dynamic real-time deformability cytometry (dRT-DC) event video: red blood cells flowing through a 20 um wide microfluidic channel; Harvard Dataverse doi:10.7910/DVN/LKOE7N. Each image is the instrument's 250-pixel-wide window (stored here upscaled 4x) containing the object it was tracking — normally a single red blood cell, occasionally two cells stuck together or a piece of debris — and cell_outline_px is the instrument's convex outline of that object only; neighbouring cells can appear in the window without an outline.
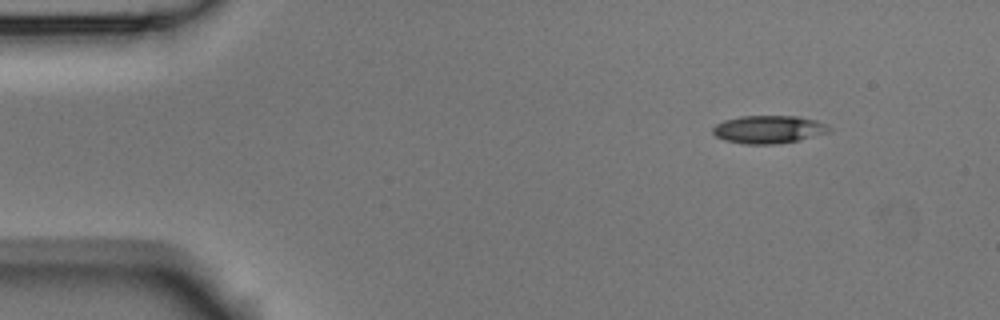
{"species": "Egyptian fruit bat (a non-hibernating species)", "species_latin": "Rousettus aegyptiacus", "temperature_condition": "room temperature", "stored_images_in_passage": 8, "camera_frame_rate_fps": 3000, "um_per_image_px": 0.085, "animal": {"sex": "male"}, "frame": {"image": 1, "passage_image": 1, "time_ms": 0.0, "image_size_px": [1000, 320], "cell_outline_px": [[832, 132], [800, 140], [772, 144], [744, 144], [724, 140], [716, 136], [712, 132], [712, 128], [716, 124], [724, 120], [740, 116], [796, 116], [816, 120], [828, 124], [832, 128]], "centroid_in_image_um": [65.37, 11.0], "position_along_channel_um": 19.6, "area_um2": 19.13}}
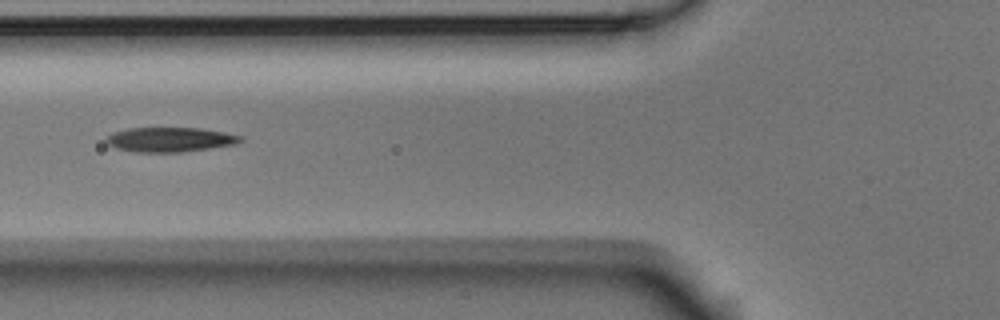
{"frame": {"image": 2, "passage_image": 5, "time_ms": 1.333, "image_size_px": [1000, 320], "cell_outline_px": [[244, 140], [236, 144], [180, 152], [136, 152], [116, 148], [108, 144], [104, 140], [112, 132], [128, 128], [200, 128], [224, 132], [244, 136]], "centroid_in_image_um": [14.45, 11.86], "position_along_channel_um": 111.3, "area_um2": 19.25}}
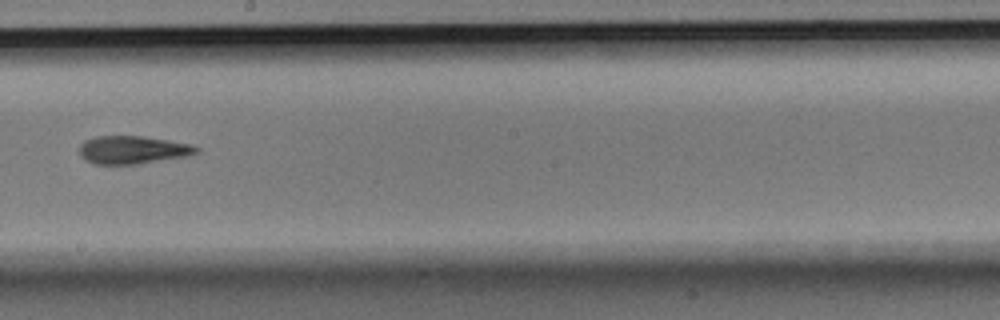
{"frame": {"image": 3, "passage_image": 8, "time_ms": 2.333, "image_size_px": [1000, 320], "cell_outline_px": [[200, 152], [188, 156], [140, 164], [96, 164], [80, 156], [80, 144], [84, 140], [96, 136], [144, 136], [192, 144], [200, 148]], "centroid_in_image_um": [11.33, 12.73], "position_along_channel_um": 236.9, "area_um2": 19.25}}